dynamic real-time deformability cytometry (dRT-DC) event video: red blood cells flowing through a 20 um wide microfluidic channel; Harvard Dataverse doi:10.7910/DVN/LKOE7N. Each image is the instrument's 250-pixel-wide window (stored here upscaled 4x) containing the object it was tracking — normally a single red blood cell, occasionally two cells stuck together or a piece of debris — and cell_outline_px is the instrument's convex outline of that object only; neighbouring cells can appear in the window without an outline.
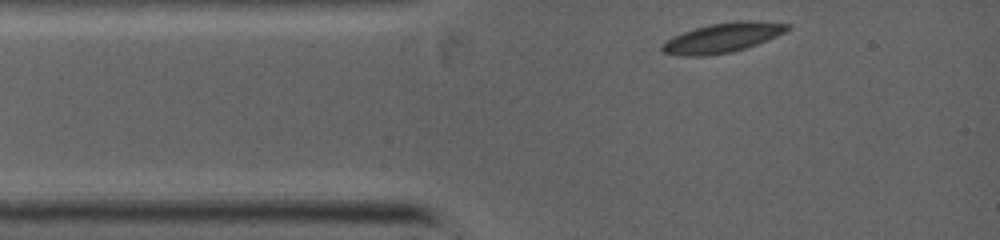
{"species": "common noctule bat (a hibernating species)", "species_latin": "Nyctalus noctula", "temperature_condition": "warm", "stored_images_in_passage": 2, "camera_frame_rate_fps": 5000, "um_per_image_px": 0.085, "animal": {"sex": "female", "body_mass_g": 19.0, "forearm_length_mm": 53.3}, "frame": {"image": 1, "passage_image": 1, "time_ms": 0.0, "image_size_px": [1000, 240], "cell_outline_px": [[792, 28], [776, 36], [756, 44], [732, 52], [704, 56], [684, 56], [660, 52], [660, 44], [672, 36], [696, 28], [712, 24], [736, 20], [760, 20], [792, 24]], "centroid_in_image_um": [61.42, 3.2], "position_along_channel_um": 23.6, "area_um2": 21.79}}